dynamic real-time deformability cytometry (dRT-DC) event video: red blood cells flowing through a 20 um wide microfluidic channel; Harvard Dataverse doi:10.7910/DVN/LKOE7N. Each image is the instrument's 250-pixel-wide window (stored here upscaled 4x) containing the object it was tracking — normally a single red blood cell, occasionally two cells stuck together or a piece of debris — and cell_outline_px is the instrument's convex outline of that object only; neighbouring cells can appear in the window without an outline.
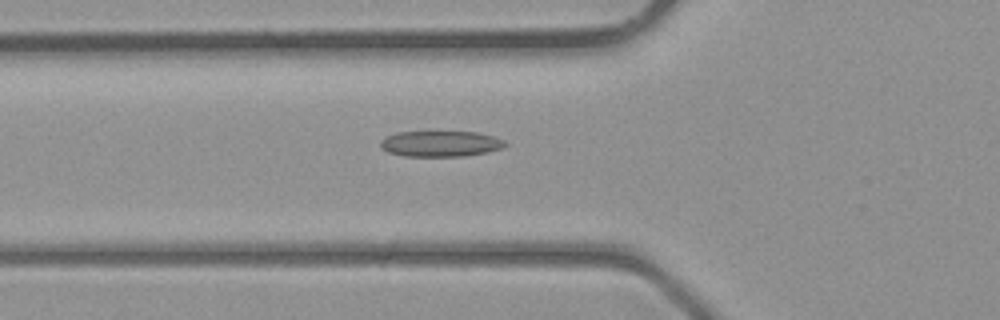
{"species": "common noctule bat (a hibernating species)", "species_latin": "Nyctalus noctula", "temperature_condition": "room temperature", "stored_images_in_passage": 9, "camera_frame_rate_fps": 3000, "um_per_image_px": 0.085, "animal": {"sex": "male", "body_mass_g": 23.1, "forearm_length_mm": 52.7}, "frame": {"image": 1, "passage_image": 8, "time_ms": 2.333, "image_size_px": [1000, 320], "cell_outline_px": [[508, 144], [500, 148], [488, 152], [464, 156], [404, 156], [388, 152], [380, 148], [380, 140], [388, 136], [400, 132], [476, 132], [492, 136], [504, 140]], "centroid_in_image_um": [37.43, 12.22], "position_along_channel_um": 88.4, "area_um2": 18.61}}